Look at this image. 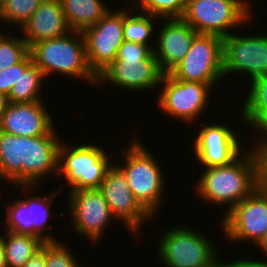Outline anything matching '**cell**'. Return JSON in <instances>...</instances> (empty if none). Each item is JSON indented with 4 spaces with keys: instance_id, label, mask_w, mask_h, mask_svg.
I'll return each mask as SVG.
<instances>
[{
    "instance_id": "6da1fadb",
    "label": "cell",
    "mask_w": 267,
    "mask_h": 267,
    "mask_svg": "<svg viewBox=\"0 0 267 267\" xmlns=\"http://www.w3.org/2000/svg\"><path fill=\"white\" fill-rule=\"evenodd\" d=\"M251 147L231 164L205 168L194 186L197 198L215 207L228 204L230 211L259 187V161Z\"/></svg>"
},
{
    "instance_id": "7a4b0ae2",
    "label": "cell",
    "mask_w": 267,
    "mask_h": 267,
    "mask_svg": "<svg viewBox=\"0 0 267 267\" xmlns=\"http://www.w3.org/2000/svg\"><path fill=\"white\" fill-rule=\"evenodd\" d=\"M135 138V139H132ZM128 147L123 146L124 163H114L125 175L127 184L138 202L154 217L163 203L166 192L165 174L159 159L137 137H132ZM141 142V143H140ZM143 144V145H142Z\"/></svg>"
},
{
    "instance_id": "3957f363",
    "label": "cell",
    "mask_w": 267,
    "mask_h": 267,
    "mask_svg": "<svg viewBox=\"0 0 267 267\" xmlns=\"http://www.w3.org/2000/svg\"><path fill=\"white\" fill-rule=\"evenodd\" d=\"M162 75L149 46L124 41L115 60L97 76V86L109 82L123 90L150 91L158 88Z\"/></svg>"
},
{
    "instance_id": "277c9868",
    "label": "cell",
    "mask_w": 267,
    "mask_h": 267,
    "mask_svg": "<svg viewBox=\"0 0 267 267\" xmlns=\"http://www.w3.org/2000/svg\"><path fill=\"white\" fill-rule=\"evenodd\" d=\"M29 53L45 77L56 72L97 86V76L88 64L82 31L72 30L65 36L39 41L29 48Z\"/></svg>"
},
{
    "instance_id": "5b68a950",
    "label": "cell",
    "mask_w": 267,
    "mask_h": 267,
    "mask_svg": "<svg viewBox=\"0 0 267 267\" xmlns=\"http://www.w3.org/2000/svg\"><path fill=\"white\" fill-rule=\"evenodd\" d=\"M61 141L58 148V174L67 180L69 191L99 189L107 171L112 167L110 155L101 146L89 144L67 145Z\"/></svg>"
},
{
    "instance_id": "8992f818",
    "label": "cell",
    "mask_w": 267,
    "mask_h": 267,
    "mask_svg": "<svg viewBox=\"0 0 267 267\" xmlns=\"http://www.w3.org/2000/svg\"><path fill=\"white\" fill-rule=\"evenodd\" d=\"M207 237L183 225L169 227L158 240L157 256L165 267H217L219 251Z\"/></svg>"
},
{
    "instance_id": "52a82bcc",
    "label": "cell",
    "mask_w": 267,
    "mask_h": 267,
    "mask_svg": "<svg viewBox=\"0 0 267 267\" xmlns=\"http://www.w3.org/2000/svg\"><path fill=\"white\" fill-rule=\"evenodd\" d=\"M247 0H187L182 20L197 33L222 38L231 30L247 24L253 10Z\"/></svg>"
},
{
    "instance_id": "ba28073f",
    "label": "cell",
    "mask_w": 267,
    "mask_h": 267,
    "mask_svg": "<svg viewBox=\"0 0 267 267\" xmlns=\"http://www.w3.org/2000/svg\"><path fill=\"white\" fill-rule=\"evenodd\" d=\"M181 81L201 82L212 88L223 76V38L198 33L183 60L169 73Z\"/></svg>"
},
{
    "instance_id": "9c48e42d",
    "label": "cell",
    "mask_w": 267,
    "mask_h": 267,
    "mask_svg": "<svg viewBox=\"0 0 267 267\" xmlns=\"http://www.w3.org/2000/svg\"><path fill=\"white\" fill-rule=\"evenodd\" d=\"M158 98L160 109L168 116L191 124L208 108L212 87L208 84L193 81H181L169 73L163 74L160 80Z\"/></svg>"
},
{
    "instance_id": "30bf717a",
    "label": "cell",
    "mask_w": 267,
    "mask_h": 267,
    "mask_svg": "<svg viewBox=\"0 0 267 267\" xmlns=\"http://www.w3.org/2000/svg\"><path fill=\"white\" fill-rule=\"evenodd\" d=\"M222 216L220 226L228 241H253L256 245L267 233V191L257 187Z\"/></svg>"
},
{
    "instance_id": "8fae6325",
    "label": "cell",
    "mask_w": 267,
    "mask_h": 267,
    "mask_svg": "<svg viewBox=\"0 0 267 267\" xmlns=\"http://www.w3.org/2000/svg\"><path fill=\"white\" fill-rule=\"evenodd\" d=\"M247 35L232 32L223 38V76L242 73L249 82L267 76V33Z\"/></svg>"
},
{
    "instance_id": "7c38bea8",
    "label": "cell",
    "mask_w": 267,
    "mask_h": 267,
    "mask_svg": "<svg viewBox=\"0 0 267 267\" xmlns=\"http://www.w3.org/2000/svg\"><path fill=\"white\" fill-rule=\"evenodd\" d=\"M86 55L90 69L98 76L116 58L123 35V8L109 11L83 31Z\"/></svg>"
},
{
    "instance_id": "4fadbf2b",
    "label": "cell",
    "mask_w": 267,
    "mask_h": 267,
    "mask_svg": "<svg viewBox=\"0 0 267 267\" xmlns=\"http://www.w3.org/2000/svg\"><path fill=\"white\" fill-rule=\"evenodd\" d=\"M69 218L73 229L98 243L104 236L106 226L115 220L110 207L98 189L69 191ZM110 223V224H109Z\"/></svg>"
},
{
    "instance_id": "5bb4252c",
    "label": "cell",
    "mask_w": 267,
    "mask_h": 267,
    "mask_svg": "<svg viewBox=\"0 0 267 267\" xmlns=\"http://www.w3.org/2000/svg\"><path fill=\"white\" fill-rule=\"evenodd\" d=\"M106 199L116 221L125 225L134 235L153 216L138 202L122 171L113 163L98 189ZM144 222V223H143Z\"/></svg>"
},
{
    "instance_id": "9a60e30c",
    "label": "cell",
    "mask_w": 267,
    "mask_h": 267,
    "mask_svg": "<svg viewBox=\"0 0 267 267\" xmlns=\"http://www.w3.org/2000/svg\"><path fill=\"white\" fill-rule=\"evenodd\" d=\"M58 193L59 190L54 189L49 196L41 197L37 194V196L31 197L28 195L24 199L15 198L13 202L9 200L10 203L6 206L7 218L2 221L7 225L6 230L18 234L33 235L43 242L57 241V238L44 231L46 228L49 230L48 220L53 216L51 205Z\"/></svg>"
},
{
    "instance_id": "2e32d148",
    "label": "cell",
    "mask_w": 267,
    "mask_h": 267,
    "mask_svg": "<svg viewBox=\"0 0 267 267\" xmlns=\"http://www.w3.org/2000/svg\"><path fill=\"white\" fill-rule=\"evenodd\" d=\"M201 125L203 126H200L202 128L197 131L198 135L194 136L192 148L196 159L203 167L231 164L244 152L245 145L242 144L244 140H240V133H235L227 124L215 122L213 125H206L202 122Z\"/></svg>"
},
{
    "instance_id": "e0dca14e",
    "label": "cell",
    "mask_w": 267,
    "mask_h": 267,
    "mask_svg": "<svg viewBox=\"0 0 267 267\" xmlns=\"http://www.w3.org/2000/svg\"><path fill=\"white\" fill-rule=\"evenodd\" d=\"M55 127L47 134L38 137L24 136V162H22V186L18 190L27 195L33 191L39 180L49 174H58V148L62 140Z\"/></svg>"
},
{
    "instance_id": "ac0fdd59",
    "label": "cell",
    "mask_w": 267,
    "mask_h": 267,
    "mask_svg": "<svg viewBox=\"0 0 267 267\" xmlns=\"http://www.w3.org/2000/svg\"><path fill=\"white\" fill-rule=\"evenodd\" d=\"M163 21L160 29L158 28L159 32H155L157 43L153 53L160 71L166 74L183 60L198 33L182 19H163Z\"/></svg>"
},
{
    "instance_id": "d6986e66",
    "label": "cell",
    "mask_w": 267,
    "mask_h": 267,
    "mask_svg": "<svg viewBox=\"0 0 267 267\" xmlns=\"http://www.w3.org/2000/svg\"><path fill=\"white\" fill-rule=\"evenodd\" d=\"M44 102H9L0 116V131L25 137L47 135L55 126Z\"/></svg>"
},
{
    "instance_id": "ffe728a7",
    "label": "cell",
    "mask_w": 267,
    "mask_h": 267,
    "mask_svg": "<svg viewBox=\"0 0 267 267\" xmlns=\"http://www.w3.org/2000/svg\"><path fill=\"white\" fill-rule=\"evenodd\" d=\"M19 31L30 48L39 41L56 39L72 30L66 22L60 0H43Z\"/></svg>"
},
{
    "instance_id": "44dd1931",
    "label": "cell",
    "mask_w": 267,
    "mask_h": 267,
    "mask_svg": "<svg viewBox=\"0 0 267 267\" xmlns=\"http://www.w3.org/2000/svg\"><path fill=\"white\" fill-rule=\"evenodd\" d=\"M24 136L0 131V180L22 186Z\"/></svg>"
},
{
    "instance_id": "7402d4cb",
    "label": "cell",
    "mask_w": 267,
    "mask_h": 267,
    "mask_svg": "<svg viewBox=\"0 0 267 267\" xmlns=\"http://www.w3.org/2000/svg\"><path fill=\"white\" fill-rule=\"evenodd\" d=\"M246 93L240 108L242 120L260 134L259 131L262 132L267 127V76L249 82V90Z\"/></svg>"
},
{
    "instance_id": "603a6c76",
    "label": "cell",
    "mask_w": 267,
    "mask_h": 267,
    "mask_svg": "<svg viewBox=\"0 0 267 267\" xmlns=\"http://www.w3.org/2000/svg\"><path fill=\"white\" fill-rule=\"evenodd\" d=\"M44 76L41 69L33 62L29 53L20 62V79L13 86L9 95L10 103H31L43 101L40 90L43 85Z\"/></svg>"
},
{
    "instance_id": "cb8c5ba5",
    "label": "cell",
    "mask_w": 267,
    "mask_h": 267,
    "mask_svg": "<svg viewBox=\"0 0 267 267\" xmlns=\"http://www.w3.org/2000/svg\"><path fill=\"white\" fill-rule=\"evenodd\" d=\"M69 28L83 31L96 24L108 11L103 0H60Z\"/></svg>"
},
{
    "instance_id": "d4e9b609",
    "label": "cell",
    "mask_w": 267,
    "mask_h": 267,
    "mask_svg": "<svg viewBox=\"0 0 267 267\" xmlns=\"http://www.w3.org/2000/svg\"><path fill=\"white\" fill-rule=\"evenodd\" d=\"M126 8H123L124 40L149 46L153 50L155 45L153 46L150 41L156 29L154 22L159 18L138 10L135 11L134 7L127 6Z\"/></svg>"
},
{
    "instance_id": "484cf974",
    "label": "cell",
    "mask_w": 267,
    "mask_h": 267,
    "mask_svg": "<svg viewBox=\"0 0 267 267\" xmlns=\"http://www.w3.org/2000/svg\"><path fill=\"white\" fill-rule=\"evenodd\" d=\"M6 235L0 234L5 247L8 267H22L37 251L41 249L43 241L29 234H18L6 230Z\"/></svg>"
},
{
    "instance_id": "4316f807",
    "label": "cell",
    "mask_w": 267,
    "mask_h": 267,
    "mask_svg": "<svg viewBox=\"0 0 267 267\" xmlns=\"http://www.w3.org/2000/svg\"><path fill=\"white\" fill-rule=\"evenodd\" d=\"M43 0H0L2 23L22 27ZM5 21V22H4ZM8 22V23H7ZM17 24V25H16Z\"/></svg>"
},
{
    "instance_id": "83f0119b",
    "label": "cell",
    "mask_w": 267,
    "mask_h": 267,
    "mask_svg": "<svg viewBox=\"0 0 267 267\" xmlns=\"http://www.w3.org/2000/svg\"><path fill=\"white\" fill-rule=\"evenodd\" d=\"M187 0H139L135 10L161 19H181Z\"/></svg>"
},
{
    "instance_id": "f1b7e54d",
    "label": "cell",
    "mask_w": 267,
    "mask_h": 267,
    "mask_svg": "<svg viewBox=\"0 0 267 267\" xmlns=\"http://www.w3.org/2000/svg\"><path fill=\"white\" fill-rule=\"evenodd\" d=\"M28 54L29 47L23 37L0 36V71L21 62Z\"/></svg>"
},
{
    "instance_id": "f546056e",
    "label": "cell",
    "mask_w": 267,
    "mask_h": 267,
    "mask_svg": "<svg viewBox=\"0 0 267 267\" xmlns=\"http://www.w3.org/2000/svg\"><path fill=\"white\" fill-rule=\"evenodd\" d=\"M68 245L57 241L46 242V267H82ZM78 261V262H77Z\"/></svg>"
},
{
    "instance_id": "4dcf8cb0",
    "label": "cell",
    "mask_w": 267,
    "mask_h": 267,
    "mask_svg": "<svg viewBox=\"0 0 267 267\" xmlns=\"http://www.w3.org/2000/svg\"><path fill=\"white\" fill-rule=\"evenodd\" d=\"M20 79V62L0 71V92L9 95L13 86Z\"/></svg>"
},
{
    "instance_id": "1f68e13d",
    "label": "cell",
    "mask_w": 267,
    "mask_h": 267,
    "mask_svg": "<svg viewBox=\"0 0 267 267\" xmlns=\"http://www.w3.org/2000/svg\"><path fill=\"white\" fill-rule=\"evenodd\" d=\"M259 161V186L267 191V143H254Z\"/></svg>"
},
{
    "instance_id": "d6a6232c",
    "label": "cell",
    "mask_w": 267,
    "mask_h": 267,
    "mask_svg": "<svg viewBox=\"0 0 267 267\" xmlns=\"http://www.w3.org/2000/svg\"><path fill=\"white\" fill-rule=\"evenodd\" d=\"M254 258H237L234 261H222V263L220 262V259H218L217 262V267H267V260L263 261L258 260V259H254ZM229 262V263H228Z\"/></svg>"
},
{
    "instance_id": "836d02e7",
    "label": "cell",
    "mask_w": 267,
    "mask_h": 267,
    "mask_svg": "<svg viewBox=\"0 0 267 267\" xmlns=\"http://www.w3.org/2000/svg\"><path fill=\"white\" fill-rule=\"evenodd\" d=\"M22 267H46V242Z\"/></svg>"
},
{
    "instance_id": "e575fe53",
    "label": "cell",
    "mask_w": 267,
    "mask_h": 267,
    "mask_svg": "<svg viewBox=\"0 0 267 267\" xmlns=\"http://www.w3.org/2000/svg\"><path fill=\"white\" fill-rule=\"evenodd\" d=\"M8 103V96L5 93L0 92V116L6 110Z\"/></svg>"
},
{
    "instance_id": "d590c367",
    "label": "cell",
    "mask_w": 267,
    "mask_h": 267,
    "mask_svg": "<svg viewBox=\"0 0 267 267\" xmlns=\"http://www.w3.org/2000/svg\"><path fill=\"white\" fill-rule=\"evenodd\" d=\"M0 267H8L6 261L5 247L0 238Z\"/></svg>"
},
{
    "instance_id": "8d00e7d4",
    "label": "cell",
    "mask_w": 267,
    "mask_h": 267,
    "mask_svg": "<svg viewBox=\"0 0 267 267\" xmlns=\"http://www.w3.org/2000/svg\"><path fill=\"white\" fill-rule=\"evenodd\" d=\"M257 247L261 250L262 253H265V256L267 258V233L259 240V242L256 244Z\"/></svg>"
},
{
    "instance_id": "74e56055",
    "label": "cell",
    "mask_w": 267,
    "mask_h": 267,
    "mask_svg": "<svg viewBox=\"0 0 267 267\" xmlns=\"http://www.w3.org/2000/svg\"><path fill=\"white\" fill-rule=\"evenodd\" d=\"M260 133H261L262 137L261 138L259 136L254 137V138H256V139H253V140H255L254 143H267V127Z\"/></svg>"
},
{
    "instance_id": "f35d334b",
    "label": "cell",
    "mask_w": 267,
    "mask_h": 267,
    "mask_svg": "<svg viewBox=\"0 0 267 267\" xmlns=\"http://www.w3.org/2000/svg\"><path fill=\"white\" fill-rule=\"evenodd\" d=\"M138 1H139V0L130 1V3L132 2L131 4H133V5H128V3H126V4H127V6L135 7L136 4L138 3Z\"/></svg>"
},
{
    "instance_id": "ab89813d",
    "label": "cell",
    "mask_w": 267,
    "mask_h": 267,
    "mask_svg": "<svg viewBox=\"0 0 267 267\" xmlns=\"http://www.w3.org/2000/svg\"><path fill=\"white\" fill-rule=\"evenodd\" d=\"M0 22H2V18H1V12H0ZM2 31L0 32V36H2Z\"/></svg>"
}]
</instances>
